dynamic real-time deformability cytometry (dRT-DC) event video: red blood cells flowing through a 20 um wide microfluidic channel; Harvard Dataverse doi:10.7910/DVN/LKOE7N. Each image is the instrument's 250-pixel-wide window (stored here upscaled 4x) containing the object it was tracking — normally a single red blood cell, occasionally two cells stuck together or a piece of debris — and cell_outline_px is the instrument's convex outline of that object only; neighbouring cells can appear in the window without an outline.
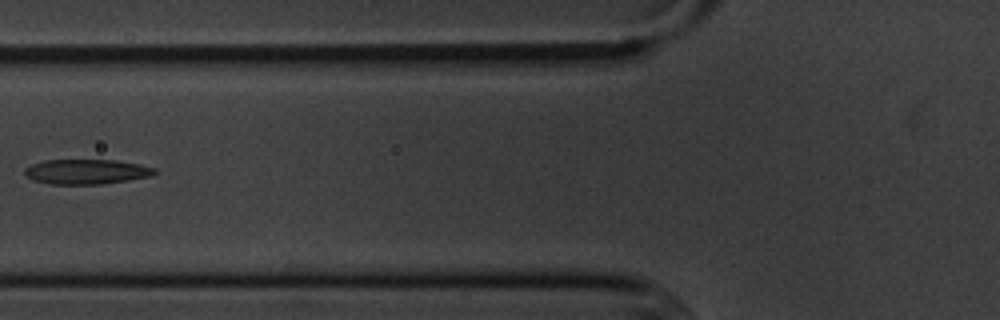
{"species": "common noctule bat (a hibernating species)", "species_latin": "Nyctalus noctula", "temperature_condition": "cold", "stored_images_in_passage": 8, "camera_frame_rate_fps": 3000, "um_per_image_px": 0.085, "animal": {"sex": "male", "body_mass_g": 20.1, "forearm_length_mm": 53.5}, "frame": {"image": 1, "passage_image": 4, "time_ms": 3.667, "image_size_px": [1000, 320], "cell_outline_px": [[156, 172], [152, 176], [128, 180], [100, 184], [48, 184], [32, 180], [24, 176], [24, 168], [32, 164], [44, 160], [116, 160], [140, 164], [156, 168]], "centroid_in_image_um": [7.32, 14.59], "position_along_channel_um": 118.5, "area_um2": 19.02}}
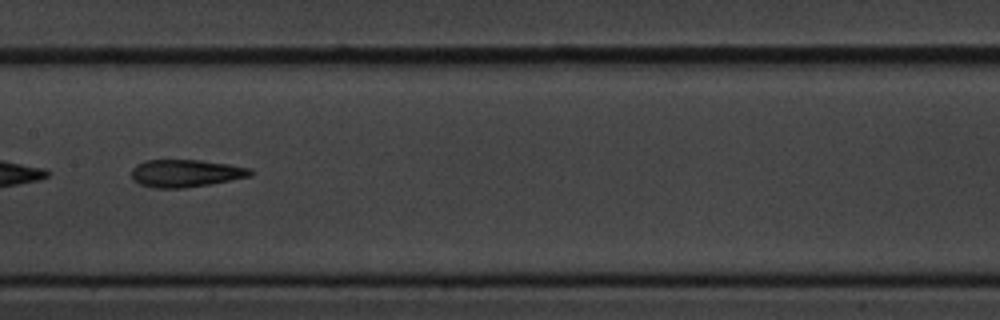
{"frame": {"image": 2, "passage_image": 6, "time_ms": 5.667, "image_size_px": [1000, 320], "cell_outline_px": [[252, 176], [212, 184], [184, 188], [156, 188], [140, 184], [132, 180], [132, 168], [136, 164], [144, 160], [200, 160], [228, 164], [252, 168]], "centroid_in_image_um": [15.79, 14.73], "position_along_channel_um": 191.6, "area_um2": 19.25}}
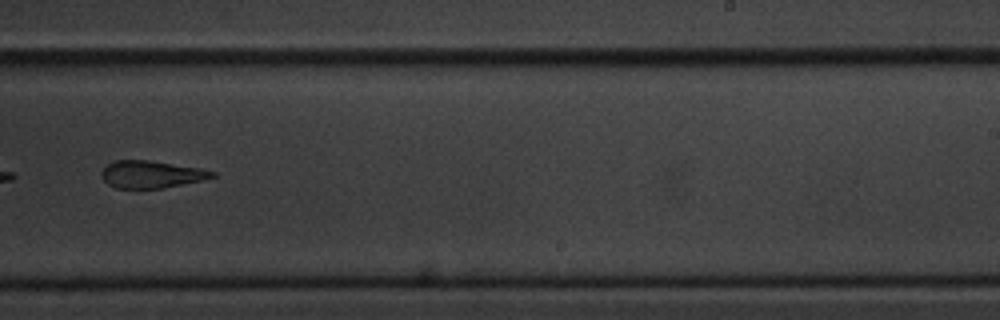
{"frame": {"image": 3, "passage_image": 8, "time_ms": 8.0, "image_size_px": [1000, 320], "cell_outline_px": [[216, 176], [200, 180], [164, 188], [116, 188], [108, 184], [100, 176], [100, 172], [112, 160], [148, 160], [200, 168], [216, 172]], "centroid_in_image_um": [12.82, 14.81], "position_along_channel_um": 276.2, "area_um2": 17.51}}